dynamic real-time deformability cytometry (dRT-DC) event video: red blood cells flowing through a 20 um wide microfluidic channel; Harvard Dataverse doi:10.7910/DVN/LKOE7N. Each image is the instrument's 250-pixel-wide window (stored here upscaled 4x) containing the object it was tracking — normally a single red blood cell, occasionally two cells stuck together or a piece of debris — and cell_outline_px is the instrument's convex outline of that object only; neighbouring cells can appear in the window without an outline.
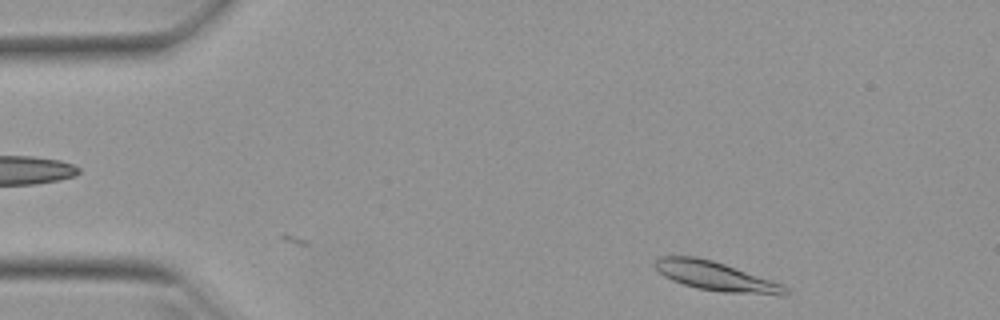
{"species": "Egyptian fruit bat (a non-hibernating species)", "species_latin": "Rousettus aegyptiacus", "temperature_condition": "warm", "stored_images_in_passage": 46, "camera_frame_rate_fps": 3000, "um_per_image_px": 0.085, "animal": {"sex": "female"}, "frame": {"image": 1, "passage_image": 1, "time_ms": 0.0, "image_size_px": [1000, 320], "cell_outline_px": [[788, 292], [784, 296], [780, 296], [724, 292], [696, 288], [672, 280], [664, 276], [652, 264], [660, 256], [696, 256], [712, 260], [784, 284], [788, 288]], "centroid_in_image_um": [60.88, 23.49], "position_along_channel_um": 24.1, "area_um2": 22.2}}
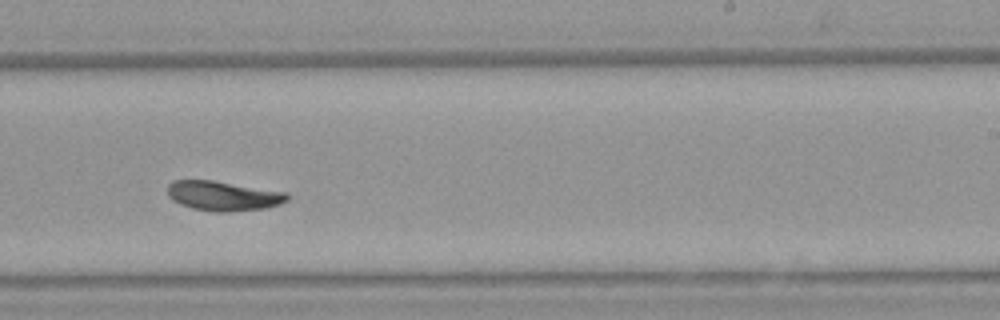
{"frame": {"image": 2, "passage_image": 26, "time_ms": 8.333, "image_size_px": [1000, 320], "cell_outline_px": [[288, 200], [280, 204], [264, 208], [228, 212], [216, 212], [192, 208], [180, 204], [172, 200], [168, 196], [168, 184], [172, 180], [212, 180], [284, 192], [288, 196]], "centroid_in_image_um": [18.92, 16.65], "position_along_channel_um": 270.1, "area_um2": 20.52}}
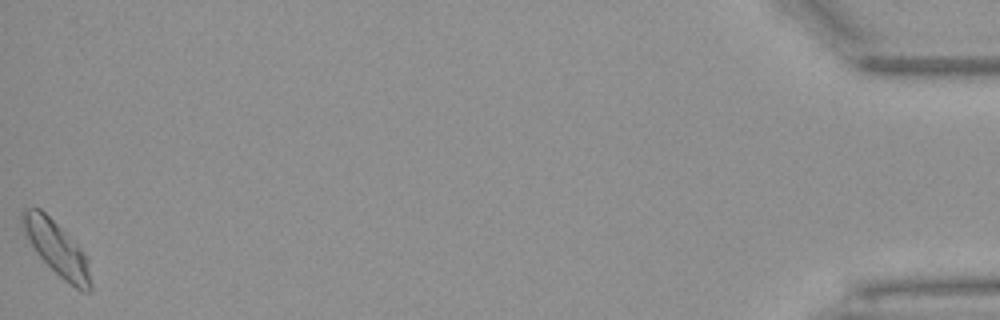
{"frame": {"image": 3, "passage_image": 46, "time_ms": 15.0, "image_size_px": [1000, 320], "cell_outline_px": [[92, 292], [84, 292], [76, 288], [64, 280], [36, 252], [20, 228], [20, 212], [24, 208], [40, 208], [84, 252], [88, 260], [92, 284]], "centroid_in_image_um": [4.8, 21.11], "position_along_channel_um": 430.4, "area_um2": 21.33}, "authors_computed_cell_mechanics": {"area_um2": 20.5479, "velocity_mm_per_s": 3.8915, "shape_relaxation_time_tau1_ms": 3.8065, "shape_relaxation_time_tau2_ms": 4.3647, "deformation_change_tau1": 0.1336, "deformation_change_tau2": 0.0947}}